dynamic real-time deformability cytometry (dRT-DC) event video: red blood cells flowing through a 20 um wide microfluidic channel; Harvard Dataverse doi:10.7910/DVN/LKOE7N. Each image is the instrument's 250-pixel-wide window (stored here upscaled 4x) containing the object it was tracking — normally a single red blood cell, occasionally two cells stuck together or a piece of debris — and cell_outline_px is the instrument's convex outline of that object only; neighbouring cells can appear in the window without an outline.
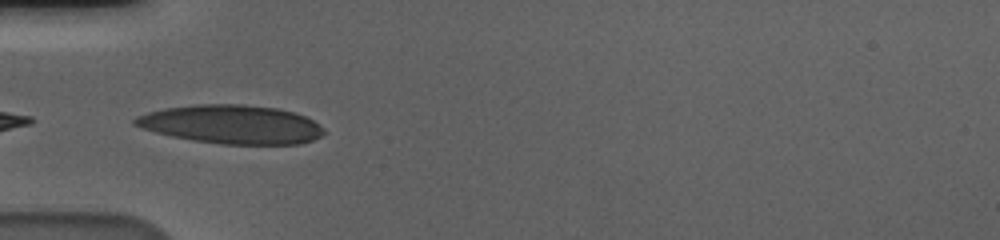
{"species": "human", "species_latin": "Homo sapiens", "temperature_condition": "cold", "stored_images_in_passage": 24, "camera_frame_rate_fps": 3000, "um_per_image_px": 0.085, "donor": {"sex": "male"}, "frame": {"image": 1, "passage_image": 1, "time_ms": 0.0, "image_size_px": [1000, 240], "cell_outline_px": [[328, 132], [324, 136], [300, 144], [220, 144], [192, 140], [172, 136], [140, 128], [132, 124], [132, 120], [136, 116], [148, 112], [164, 108], [196, 104], [240, 104], [276, 108], [292, 112], [304, 116], [312, 120], [324, 128]], "centroid_in_image_um": [19.68, 10.57], "position_along_channel_um": 65.3, "area_um2": 42.77}}
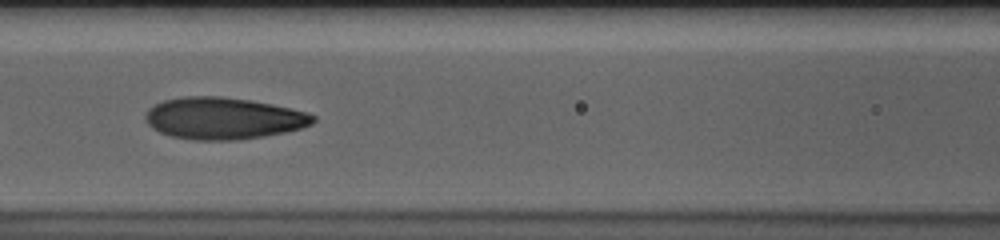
{"frame": {"image": 2, "passage_image": 8, "time_ms": 2.333, "image_size_px": [1000, 240], "cell_outline_px": [[316, 120], [312, 124], [300, 128], [284, 132], [264, 136], [236, 140], [196, 140], [172, 136], [160, 132], [152, 128], [148, 124], [144, 116], [148, 108], [164, 100], [184, 96], [220, 96], [248, 100], [272, 104], [308, 112], [316, 116]], "centroid_in_image_um": [18.98, 10.05], "position_along_channel_um": 147.6, "area_um2": 40.81}}
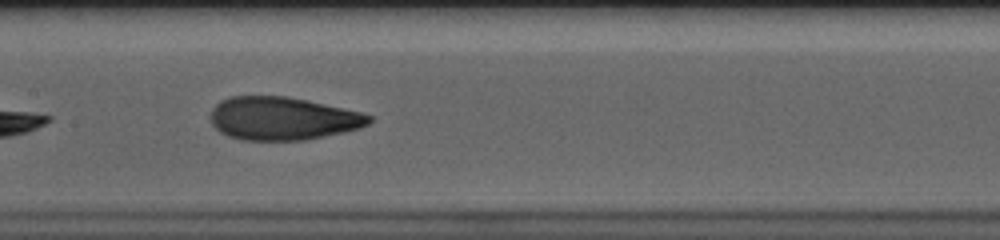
{"frame": {"image": 3, "passage_image": 11, "time_ms": 3.333, "image_size_px": [1000, 240], "cell_outline_px": [[372, 120], [368, 124], [360, 128], [344, 132], [304, 140], [240, 140], [228, 136], [220, 132], [212, 124], [212, 108], [220, 100], [232, 96], [284, 96], [304, 100], [360, 112], [372, 116]], "centroid_in_image_um": [24.0, 10.08], "position_along_channel_um": 183.4, "area_um2": 39.48}}